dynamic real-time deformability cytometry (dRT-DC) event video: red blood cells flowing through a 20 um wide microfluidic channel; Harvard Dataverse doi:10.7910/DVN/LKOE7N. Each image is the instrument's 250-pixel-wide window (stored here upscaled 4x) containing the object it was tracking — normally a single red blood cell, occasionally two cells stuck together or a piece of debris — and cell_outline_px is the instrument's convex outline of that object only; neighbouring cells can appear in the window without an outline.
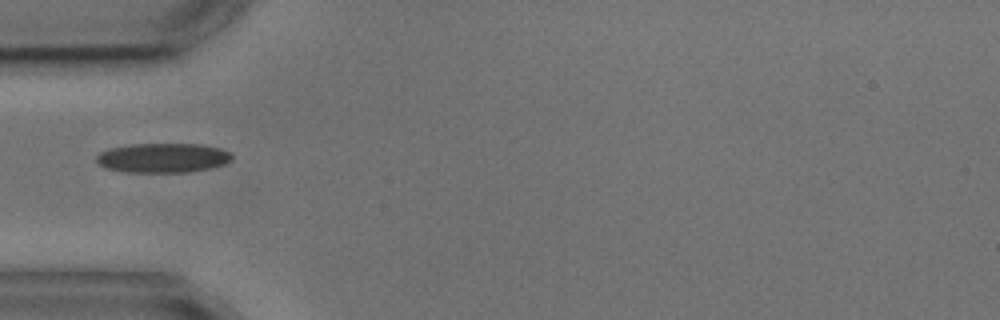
{"species": "common noctule bat (a hibernating species)", "species_latin": "Nyctalus noctula", "temperature_condition": "cold", "stored_images_in_passage": 1, "camera_frame_rate_fps": 3000, "um_per_image_px": 0.085, "animal": {"sex": "male", "body_mass_g": 17.9, "forearm_length_mm": 54.2}, "frame": {"image": 1, "passage_image": 1, "time_ms": 0.0, "image_size_px": [1000, 320], "cell_outline_px": [[232, 160], [224, 164], [208, 168], [188, 172], [124, 172], [104, 168], [96, 160], [96, 156], [100, 152], [108, 148], [128, 144], [200, 144], [220, 148], [232, 152]], "centroid_in_image_um": [13.82, 13.41], "position_along_channel_um": 71.2, "area_um2": 23.47}}